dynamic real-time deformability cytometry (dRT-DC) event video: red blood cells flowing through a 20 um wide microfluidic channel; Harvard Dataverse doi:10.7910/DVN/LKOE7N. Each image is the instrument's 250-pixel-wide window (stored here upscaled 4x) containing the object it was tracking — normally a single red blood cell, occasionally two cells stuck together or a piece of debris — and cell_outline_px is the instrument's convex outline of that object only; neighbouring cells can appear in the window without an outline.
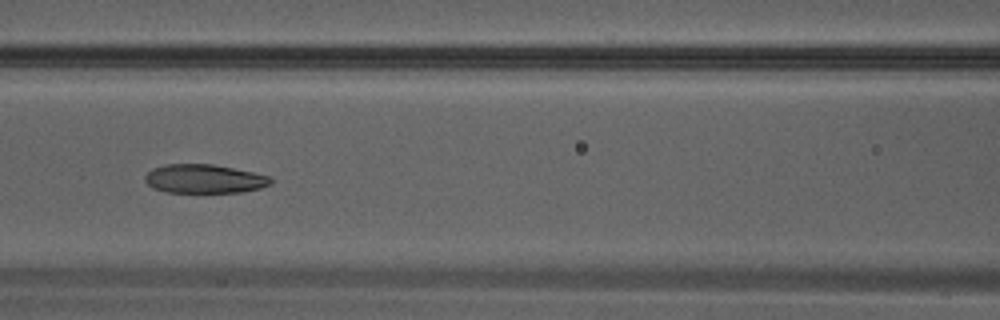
{"species": "Egyptian fruit bat (a non-hibernating species)", "species_latin": "Rousettus aegyptiacus", "temperature_condition": "warm", "stored_images_in_passage": 34, "camera_frame_rate_fps": 3000, "um_per_image_px": 0.085, "animal": {"sex": "male"}, "frame": {"image": 1, "passage_image": 15, "time_ms": 4.667, "image_size_px": [1000, 320], "cell_outline_px": [[272, 184], [260, 188], [240, 192], [164, 192], [152, 188], [144, 180], [144, 176], [152, 168], [164, 164], [212, 164], [252, 172], [268, 176], [272, 180]], "centroid_in_image_um": [17.31, 15.2], "position_along_channel_um": 149.3, "area_um2": 21.1}}
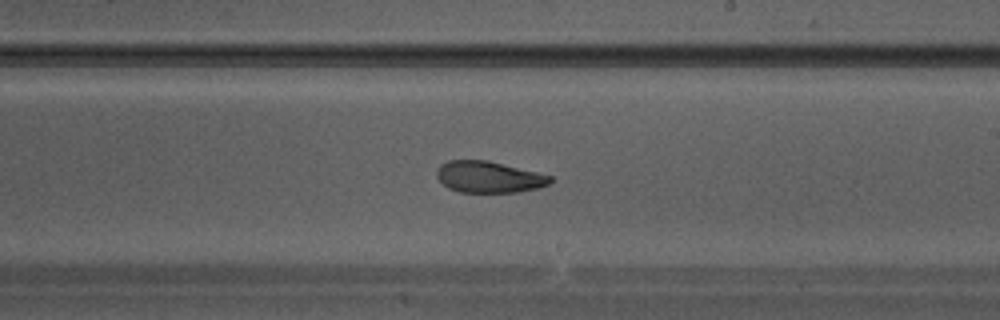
{"frame": {"image": 2, "passage_image": 20, "time_ms": 6.333, "image_size_px": [1000, 320], "cell_outline_px": [[552, 180], [548, 184], [540, 188], [520, 192], [460, 192], [448, 188], [436, 176], [436, 168], [440, 164], [448, 160], [488, 160], [552, 176]], "centroid_in_image_um": [41.54, 15.04], "position_along_channel_um": 247.5, "area_um2": 20.87}}